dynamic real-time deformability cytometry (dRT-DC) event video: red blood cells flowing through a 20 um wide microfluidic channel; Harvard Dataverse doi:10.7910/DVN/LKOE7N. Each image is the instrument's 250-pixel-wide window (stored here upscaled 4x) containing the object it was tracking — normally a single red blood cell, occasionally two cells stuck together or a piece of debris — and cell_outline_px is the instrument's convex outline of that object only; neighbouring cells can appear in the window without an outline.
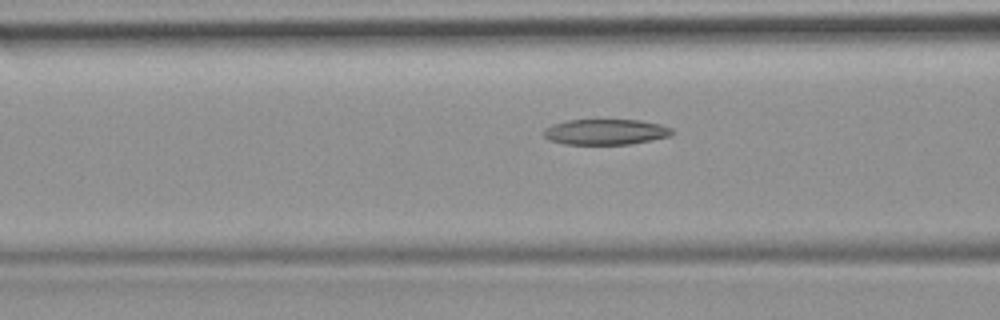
{"species": "common noctule bat (a hibernating species)", "species_latin": "Nyctalus noctula", "temperature_condition": "room temperature", "stored_images_in_passage": 40, "camera_frame_rate_fps": 3000, "um_per_image_px": 0.085, "animal": {"sex": "female", "body_mass_g": 19.9}, "frame": {"image": 1, "passage_image": 19, "time_ms": 6.0, "image_size_px": [1000, 320], "cell_outline_px": [[676, 132], [672, 136], [628, 144], [564, 144], [548, 140], [544, 136], [544, 128], [552, 124], [568, 120], [640, 120], [660, 124], [672, 128]], "centroid_in_image_um": [51.49, 11.21], "position_along_channel_um": 115.1, "area_um2": 19.25}}
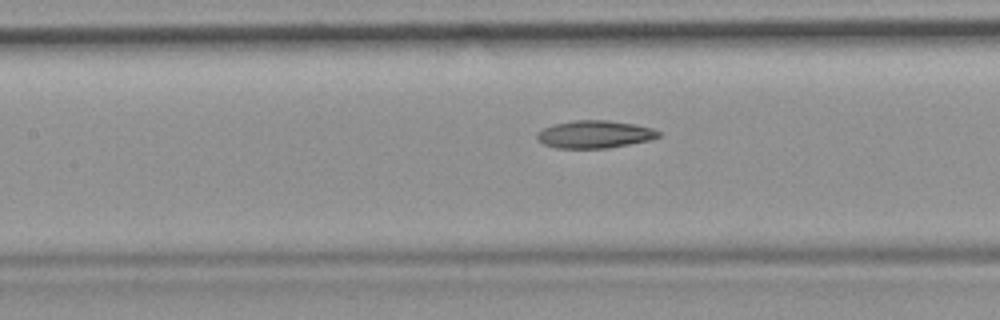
{"frame": {"image": 2, "passage_image": 22, "time_ms": 7.0, "image_size_px": [1000, 320], "cell_outline_px": [[660, 136], [652, 140], [608, 148], [556, 148], [544, 144], [536, 140], [536, 132], [552, 124], [576, 120], [608, 120], [632, 124], [652, 128], [660, 132]], "centroid_in_image_um": [50.52, 11.42], "position_along_channel_um": 156.9, "area_um2": 19.65}}
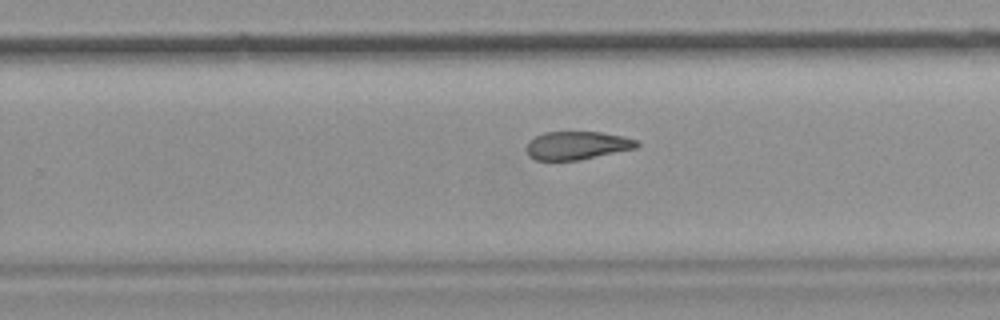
{"frame": {"image": 3, "passage_image": 31, "time_ms": 10.0, "image_size_px": [1000, 320], "cell_outline_px": [[640, 144], [636, 148], [580, 160], [536, 160], [528, 156], [524, 148], [536, 136], [544, 132], [600, 132], [624, 136], [640, 140]], "centroid_in_image_um": [49.07, 12.36], "position_along_channel_um": 280.7, "area_um2": 18.26}}